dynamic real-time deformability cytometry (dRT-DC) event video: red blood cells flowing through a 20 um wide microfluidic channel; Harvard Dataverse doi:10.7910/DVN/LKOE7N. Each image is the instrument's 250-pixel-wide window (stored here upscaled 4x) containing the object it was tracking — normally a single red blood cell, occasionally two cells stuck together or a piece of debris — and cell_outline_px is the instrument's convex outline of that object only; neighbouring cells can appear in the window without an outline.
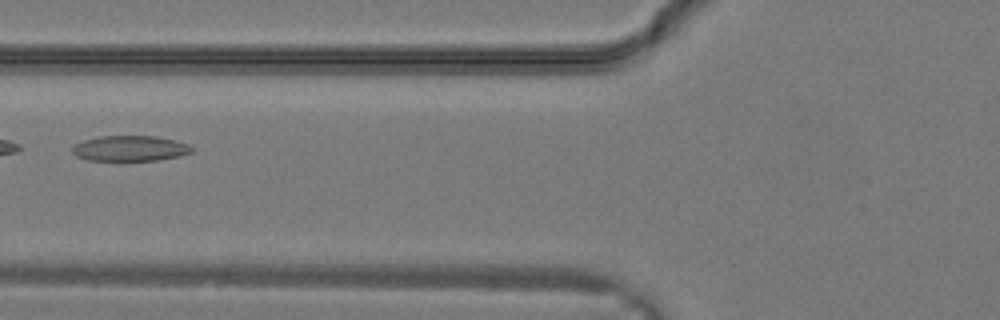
{"species": "common noctule bat (a hibernating species)", "species_latin": "Nyctalus noctula", "temperature_condition": "warm", "stored_images_in_passage": 8, "camera_frame_rate_fps": 3000, "um_per_image_px": 0.085, "animal": {"sex": "male", "body_mass_g": 19.2, "forearm_length_mm": 51.8}, "frame": {"image": 1, "passage_image": 5, "time_ms": 1.333, "image_size_px": [1000, 320], "cell_outline_px": [[192, 152], [180, 156], [156, 160], [88, 160], [76, 156], [72, 152], [72, 148], [76, 144], [84, 140], [100, 136], [156, 136], [176, 140], [188, 144], [192, 148]], "centroid_in_image_um": [11.06, 12.61], "position_along_channel_um": 114.7, "area_um2": 17.63}}
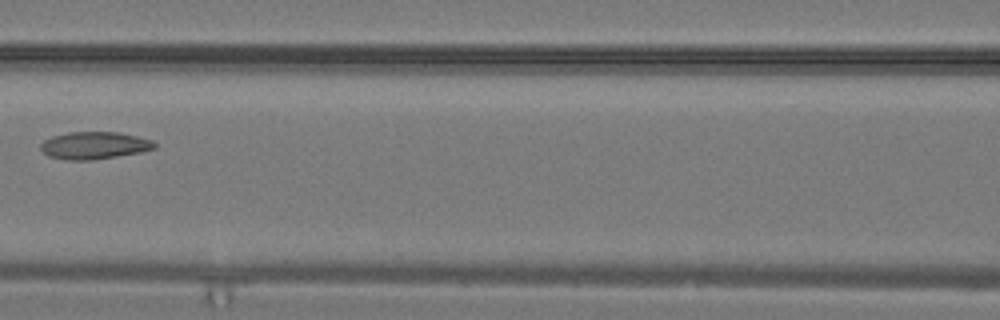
{"frame": {"image": 2, "passage_image": 7, "time_ms": 2.0, "image_size_px": [1000, 320], "cell_outline_px": [[156, 148], [140, 152], [92, 160], [64, 160], [48, 156], [40, 148], [40, 144], [44, 140], [52, 136], [68, 132], [120, 132], [152, 140], [156, 144]], "centroid_in_image_um": [7.99, 12.36], "position_along_channel_um": 158.6, "area_um2": 18.15}}